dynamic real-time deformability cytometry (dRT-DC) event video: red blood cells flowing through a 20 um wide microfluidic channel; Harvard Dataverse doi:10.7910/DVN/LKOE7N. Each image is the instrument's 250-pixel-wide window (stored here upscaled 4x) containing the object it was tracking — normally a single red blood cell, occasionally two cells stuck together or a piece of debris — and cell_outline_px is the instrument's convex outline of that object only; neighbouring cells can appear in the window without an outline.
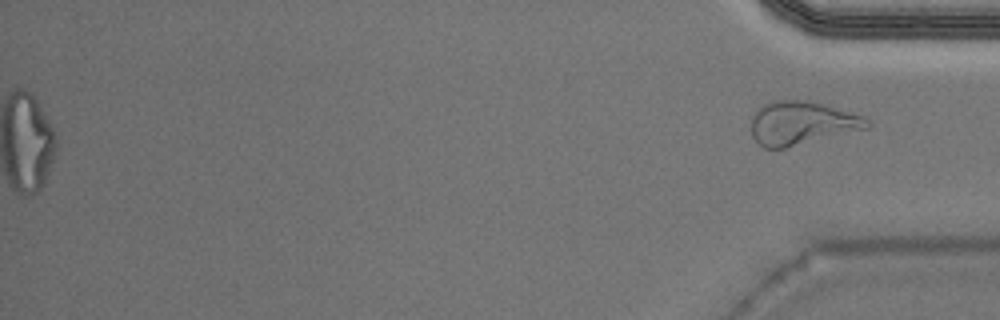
{"species": "Egyptian fruit bat (a non-hibernating species)", "species_latin": "Rousettus aegyptiacus", "temperature_condition": "warm", "stored_images_in_passage": 50, "segment_of_instrument_passage": [2, 2], "camera_frame_rate_fps": 3000, "um_per_image_px": 0.085, "animal": {"sex": "male"}, "frame": {"image": 1, "passage_image": 50, "time_ms": 16.333, "image_size_px": [1000, 320], "cell_outline_px": [[872, 124], [868, 128], [784, 148], [764, 148], [752, 136], [752, 116], [756, 108], [772, 100], [808, 100], [824, 104], [868, 116]], "centroid_in_image_um": [68.18, 10.44], "position_along_channel_um": 367.0, "area_um2": 29.59}}